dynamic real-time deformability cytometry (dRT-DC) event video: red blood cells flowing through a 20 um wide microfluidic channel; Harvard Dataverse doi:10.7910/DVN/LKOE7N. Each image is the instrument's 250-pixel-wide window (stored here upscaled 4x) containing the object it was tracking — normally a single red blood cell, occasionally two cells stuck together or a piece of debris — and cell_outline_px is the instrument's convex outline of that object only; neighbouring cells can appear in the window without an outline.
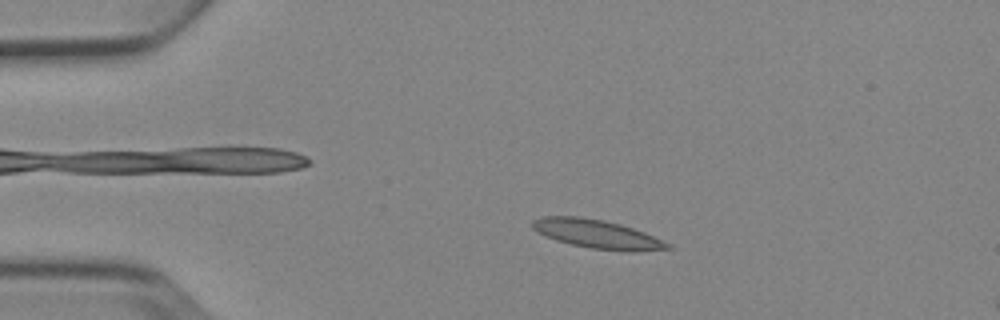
{"species": "Egyptian fruit bat (a non-hibernating species)", "species_latin": "Rousettus aegyptiacus", "temperature_condition": "cold", "stored_images_in_passage": 6, "camera_frame_rate_fps": 3000, "um_per_image_px": 0.085, "animal": {"sex": "female"}, "frame": {"image": 1, "passage_image": 3, "time_ms": 2.333, "image_size_px": [1000, 320], "cell_outline_px": [[672, 248], [632, 252], [628, 252], [592, 248], [572, 244], [556, 240], [532, 228], [532, 220], [540, 216], [580, 216], [604, 220], [620, 224], [644, 232], [672, 244]], "centroid_in_image_um": [50.78, 19.89], "position_along_channel_um": 34.2, "area_um2": 22.48}}
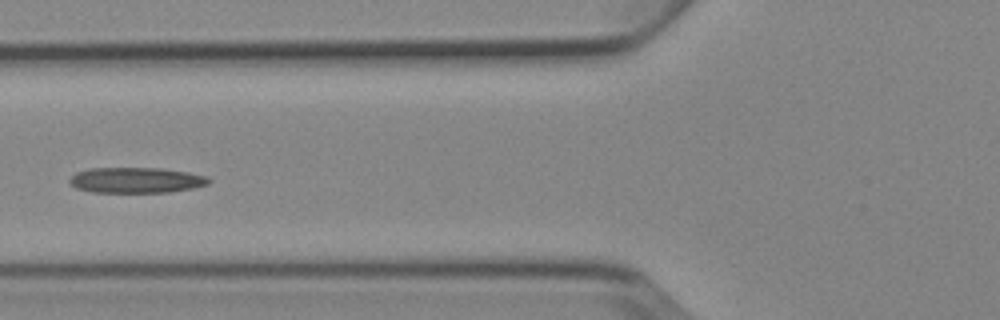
{"frame": {"image": 2, "passage_image": 6, "time_ms": 5.667, "image_size_px": [1000, 320], "cell_outline_px": [[212, 180], [208, 184], [192, 188], [168, 192], [92, 192], [76, 188], [68, 184], [68, 180], [76, 172], [88, 168], [160, 168], [188, 172], [208, 176]], "centroid_in_image_um": [11.55, 15.31], "position_along_channel_um": 114.2, "area_um2": 20.87}}